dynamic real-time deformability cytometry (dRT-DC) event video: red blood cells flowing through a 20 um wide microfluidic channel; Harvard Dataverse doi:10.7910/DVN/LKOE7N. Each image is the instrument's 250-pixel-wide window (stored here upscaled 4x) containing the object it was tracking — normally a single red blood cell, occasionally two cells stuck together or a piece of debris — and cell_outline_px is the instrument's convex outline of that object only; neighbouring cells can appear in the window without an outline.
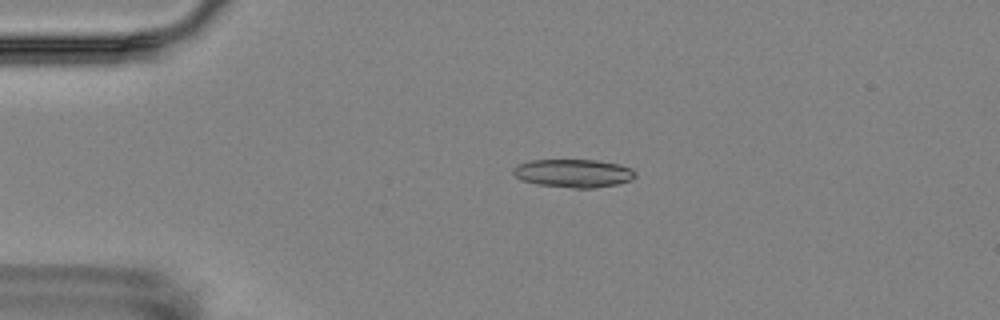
{"species": "Egyptian fruit bat (a non-hibernating species)", "species_latin": "Rousettus aegyptiacus", "temperature_condition": "room temperature", "stored_images_in_passage": 4, "camera_frame_rate_fps": 3000, "um_per_image_px": 0.085, "animal": {"sex": "female"}, "frame": {"image": 1, "passage_image": 3, "time_ms": 2.333, "image_size_px": [1000, 320], "cell_outline_px": [[636, 176], [632, 180], [616, 184], [592, 188], [572, 188], [536, 184], [520, 180], [512, 172], [512, 168], [520, 164], [532, 160], [596, 160], [620, 164], [632, 168], [636, 172]], "centroid_in_image_um": [48.76, 14.72], "position_along_channel_um": 36.2, "area_um2": 20.17}}